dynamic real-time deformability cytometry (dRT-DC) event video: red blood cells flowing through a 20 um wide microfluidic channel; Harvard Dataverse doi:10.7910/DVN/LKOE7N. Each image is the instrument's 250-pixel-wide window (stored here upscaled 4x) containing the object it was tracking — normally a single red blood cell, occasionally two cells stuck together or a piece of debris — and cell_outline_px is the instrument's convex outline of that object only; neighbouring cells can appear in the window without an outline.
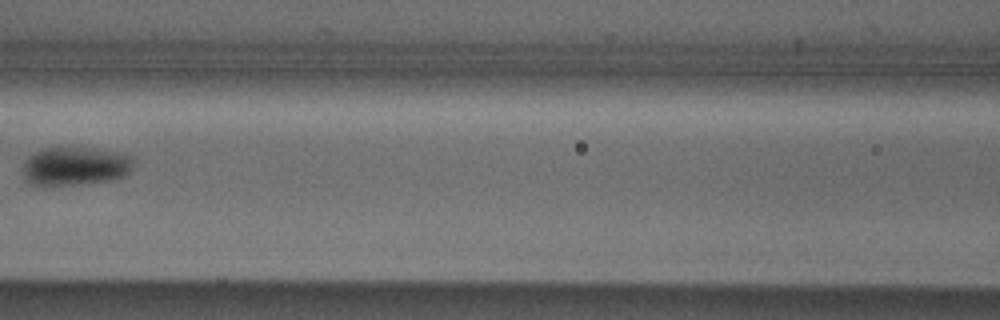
{"species": "Egyptian fruit bat (a non-hibernating species)", "species_latin": "Rousettus aegyptiacus", "temperature_condition": "cold", "stored_images_in_passage": 4, "camera_frame_rate_fps": 3000, "um_per_image_px": 0.085, "animal": {"sex": "male"}, "frame": {"image": 1, "passage_image": 3, "time_ms": 0.667, "image_size_px": [1000, 320], "cell_outline_px": [[136, 156], [132, 172], [128, 176], [108, 180], [80, 184], [32, 184], [24, 176], [24, 164], [28, 156], [44, 148], [92, 148], [116, 152]], "centroid_in_image_um": [6.51, 14.11], "position_along_channel_um": 160.1, "area_um2": 24.74}}
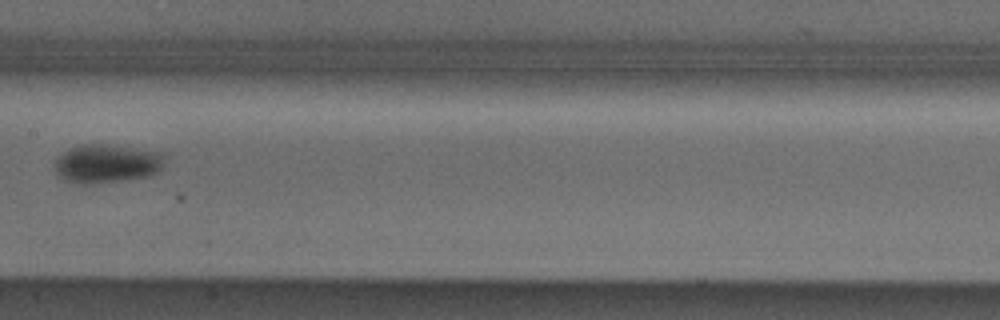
{"frame": {"image": 2, "passage_image": 4, "time_ms": 1.0, "image_size_px": [1000, 320], "cell_outline_px": [[164, 156], [160, 168], [156, 172], [148, 176], [84, 184], [64, 180], [56, 172], [56, 156], [68, 148], [80, 144], [100, 144], [164, 152]], "centroid_in_image_um": [9.02, 13.88], "position_along_channel_um": 198.4, "area_um2": 24.28}}